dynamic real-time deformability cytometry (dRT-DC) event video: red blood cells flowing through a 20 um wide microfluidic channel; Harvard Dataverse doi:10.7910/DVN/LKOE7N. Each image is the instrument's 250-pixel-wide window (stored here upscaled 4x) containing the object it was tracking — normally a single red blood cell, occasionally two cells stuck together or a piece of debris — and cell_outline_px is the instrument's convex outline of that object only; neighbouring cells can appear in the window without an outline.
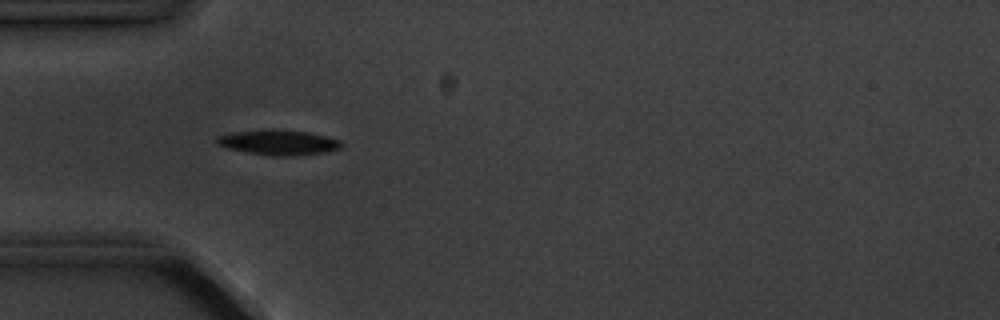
{"species": "common noctule bat (a hibernating species)", "species_latin": "Nyctalus noctula", "temperature_condition": "cold", "stored_images_in_passage": 4, "camera_frame_rate_fps": 3000, "um_per_image_px": 0.085, "animal": {"sex": "male", "body_mass_g": 20.1, "forearm_length_mm": 53.5}, "frame": {"image": 1, "passage_image": 3, "time_ms": 3.333, "image_size_px": [1000, 320], "cell_outline_px": [[344, 148], [324, 152], [300, 156], [272, 156], [248, 152], [228, 148], [216, 144], [216, 136], [232, 132], [272, 128], [308, 132], [340, 140], [344, 144]], "centroid_in_image_um": [23.69, 12.1], "position_along_channel_um": 61.3, "area_um2": 18.55}}